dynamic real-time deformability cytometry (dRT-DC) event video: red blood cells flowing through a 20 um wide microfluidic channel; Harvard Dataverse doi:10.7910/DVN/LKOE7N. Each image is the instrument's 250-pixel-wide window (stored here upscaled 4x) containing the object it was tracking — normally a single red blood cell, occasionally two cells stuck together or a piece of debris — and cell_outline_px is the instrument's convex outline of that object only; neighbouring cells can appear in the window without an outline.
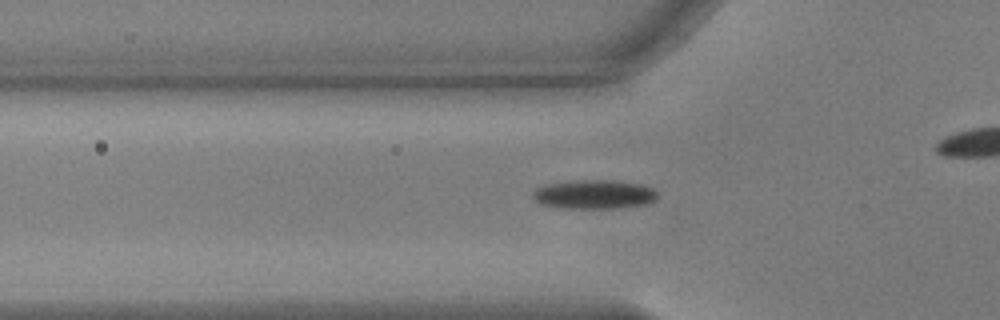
{"species": "common noctule bat (a hibernating species)", "species_latin": "Nyctalus noctula", "temperature_condition": "warm", "stored_images_in_passage": 46, "camera_frame_rate_fps": 3000, "um_per_image_px": 0.085, "animal": {"sex": "male", "body_mass_g": 17.9, "forearm_length_mm": 54.2}, "frame": {"image": 1, "passage_image": 19, "time_ms": 6.0, "image_size_px": [1000, 320], "cell_outline_px": [[656, 200], [648, 204], [616, 208], [560, 208], [540, 204], [532, 196], [532, 192], [536, 188], [544, 184], [576, 180], [612, 180], [640, 184], [652, 188], [656, 192]], "centroid_in_image_um": [50.47, 16.52], "position_along_channel_um": 75.3, "area_um2": 21.21}}
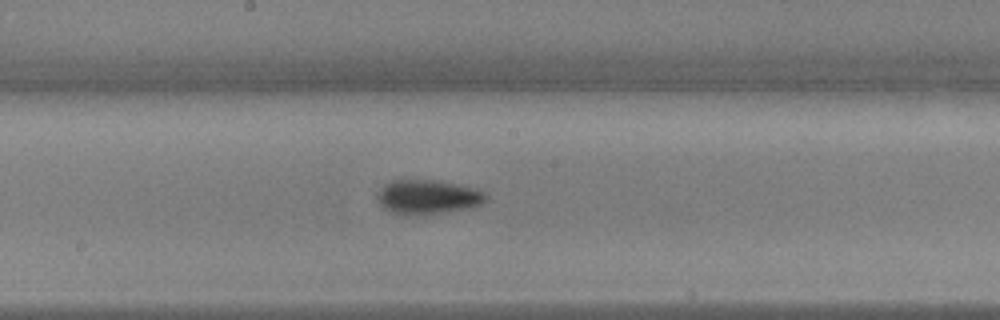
{"frame": {"image": 2, "passage_image": 30, "time_ms": 9.667, "image_size_px": [1000, 320], "cell_outline_px": [[488, 200], [480, 204], [468, 208], [420, 216], [404, 216], [392, 212], [384, 208], [380, 204], [376, 196], [380, 188], [384, 184], [392, 180], [436, 180], [456, 184], [472, 188], [484, 192], [488, 196]], "centroid_in_image_um": [36.32, 16.76], "position_along_channel_um": 211.9, "area_um2": 21.91}}
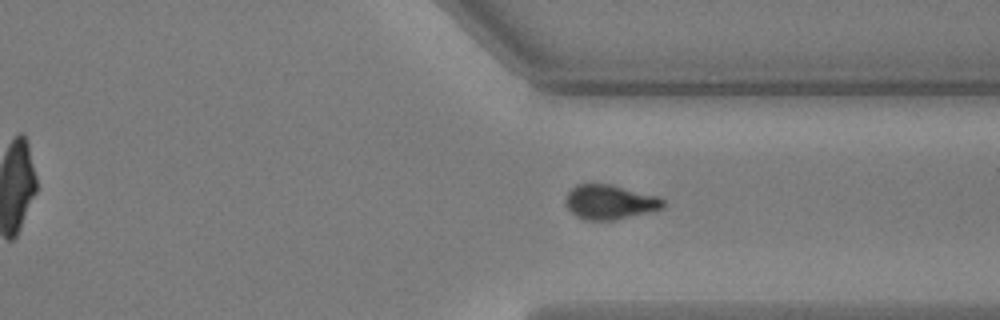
{"frame": {"image": 3, "passage_image": 42, "time_ms": 13.667, "image_size_px": [1000, 320], "cell_outline_px": [[664, 208], [648, 212], [612, 220], [584, 220], [576, 216], [564, 204], [564, 200], [568, 192], [576, 184], [612, 184], [660, 196], [664, 200]], "centroid_in_image_um": [51.83, 17.16], "position_along_channel_um": 359.6, "area_um2": 19.77}}